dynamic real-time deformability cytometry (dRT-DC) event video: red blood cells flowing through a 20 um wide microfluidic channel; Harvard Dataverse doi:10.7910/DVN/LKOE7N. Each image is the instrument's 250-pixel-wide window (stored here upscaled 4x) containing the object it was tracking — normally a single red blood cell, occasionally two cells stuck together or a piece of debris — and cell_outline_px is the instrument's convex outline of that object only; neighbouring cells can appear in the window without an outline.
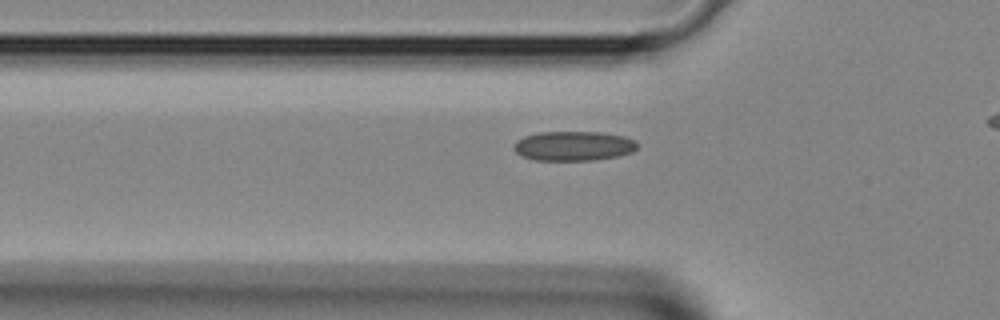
{"species": "Egyptian fruit bat (a non-hibernating species)", "species_latin": "Rousettus aegyptiacus", "temperature_condition": "room temperature", "stored_images_in_passage": 27, "camera_frame_rate_fps": 3000, "um_per_image_px": 0.085, "animal": {"sex": "female"}, "frame": {"image": 1, "passage_image": 7, "time_ms": 2.0, "image_size_px": [1000, 320], "cell_outline_px": [[636, 148], [632, 152], [620, 156], [596, 160], [532, 160], [520, 156], [512, 148], [516, 140], [524, 136], [540, 132], [600, 132], [624, 136], [636, 140]], "centroid_in_image_um": [48.73, 12.41], "position_along_channel_um": 77.1, "area_um2": 21.5}}
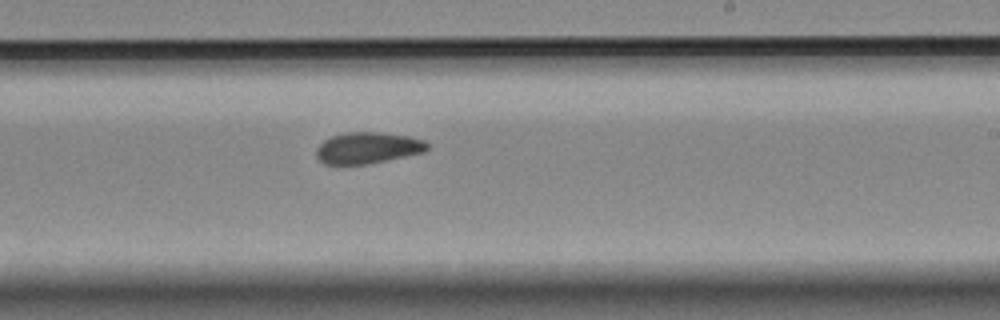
{"frame": {"image": 2, "passage_image": 18, "time_ms": 5.667, "image_size_px": [1000, 320], "cell_outline_px": [[428, 148], [424, 152], [368, 164], [324, 164], [316, 156], [316, 148], [324, 140], [332, 136], [344, 132], [380, 132], [408, 136], [424, 140], [428, 144]], "centroid_in_image_um": [31.24, 12.56], "position_along_channel_um": 257.8, "area_um2": 20.23}}
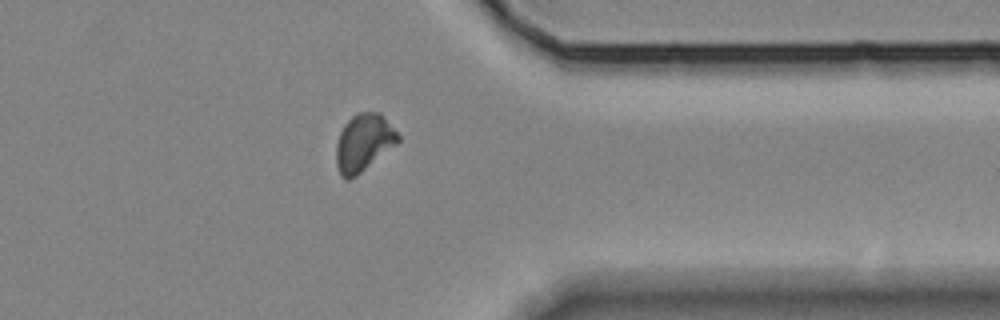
{"frame": {"image": 3, "passage_image": 26, "time_ms": 8.333, "image_size_px": [1000, 320], "cell_outline_px": [[400, 140], [396, 144], [356, 176], [348, 180], [344, 180], [340, 176], [336, 164], [336, 144], [340, 132], [344, 124], [356, 112], [380, 112], [384, 116], [400, 136]], "centroid_in_image_um": [30.89, 12.12], "position_along_channel_um": 380.5, "area_um2": 20.69}}